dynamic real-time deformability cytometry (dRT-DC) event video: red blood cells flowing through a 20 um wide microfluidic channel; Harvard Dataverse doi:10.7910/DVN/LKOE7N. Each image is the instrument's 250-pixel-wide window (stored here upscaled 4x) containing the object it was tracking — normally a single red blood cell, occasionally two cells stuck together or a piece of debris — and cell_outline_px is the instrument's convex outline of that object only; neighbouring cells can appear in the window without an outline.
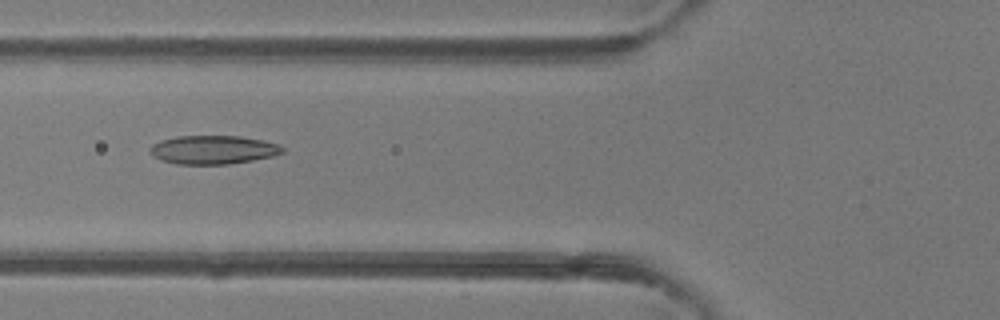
{"species": "common noctule bat (a hibernating species)", "species_latin": "Nyctalus noctula", "temperature_condition": "room temperature", "stored_images_in_passage": 3, "camera_frame_rate_fps": 3000, "um_per_image_px": 0.085, "animal": {"sex": "female"}, "frame": {"image": 1, "passage_image": 3, "time_ms": 0.667, "image_size_px": [1000, 320], "cell_outline_px": [[284, 152], [272, 156], [252, 160], [228, 164], [176, 164], [160, 160], [152, 156], [148, 148], [152, 144], [160, 140], [176, 136], [240, 136], [280, 144], [284, 148]], "centroid_in_image_um": [18.07, 12.73], "position_along_channel_um": 107.7, "area_um2": 22.2}}